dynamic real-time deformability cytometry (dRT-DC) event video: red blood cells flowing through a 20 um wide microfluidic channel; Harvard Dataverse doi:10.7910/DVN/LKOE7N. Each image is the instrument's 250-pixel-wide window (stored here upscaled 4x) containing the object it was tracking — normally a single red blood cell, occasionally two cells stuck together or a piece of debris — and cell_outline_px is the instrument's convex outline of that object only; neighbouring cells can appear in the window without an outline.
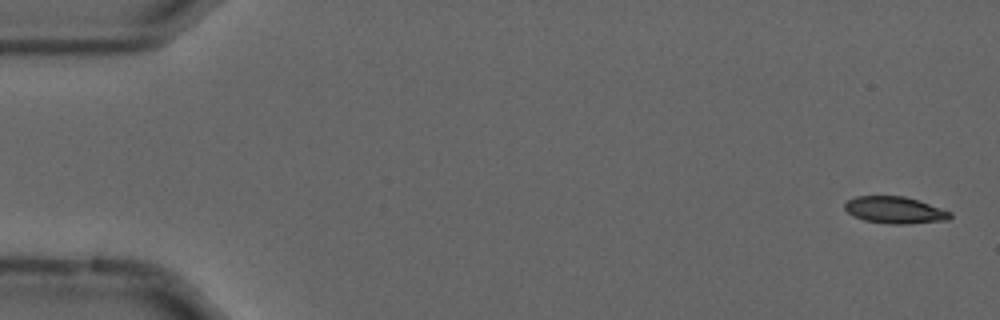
{"species": "common noctule bat (a hibernating species)", "species_latin": "Nyctalus noctula", "temperature_condition": "cold", "stored_images_in_passage": 55, "camera_frame_rate_fps": 3000, "um_per_image_px": 0.085, "animal": {"sex": "male", "forearm_length_mm": 52.5}, "frame": {"image": 1, "passage_image": 2, "time_ms": 0.333, "image_size_px": [1000, 320], "cell_outline_px": [[952, 216], [948, 220], [908, 224], [892, 224], [864, 220], [852, 216], [844, 208], [844, 204], [848, 200], [856, 196], [904, 196], [920, 200], [952, 212]], "centroid_in_image_um": [76.08, 17.85], "position_along_channel_um": 8.9, "area_um2": 16.65}}
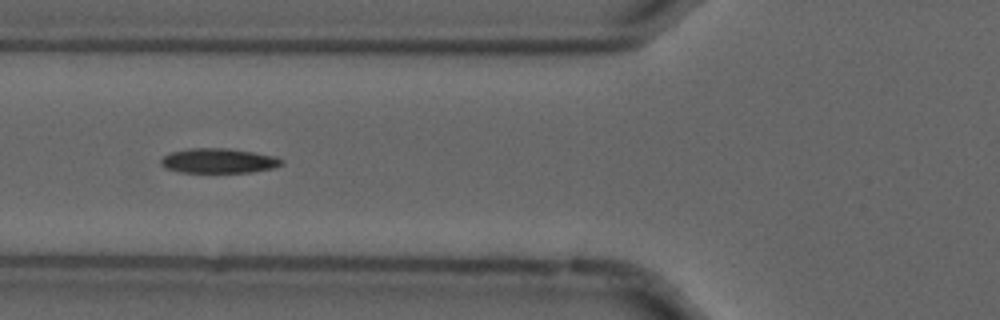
{"frame": {"image": 2, "passage_image": 21, "time_ms": 6.667, "image_size_px": [1000, 320], "cell_outline_px": [[284, 164], [276, 168], [252, 172], [180, 172], [164, 168], [160, 164], [160, 160], [164, 156], [172, 152], [188, 148], [228, 148], [276, 156], [284, 160]], "centroid_in_image_um": [18.61, 13.67], "position_along_channel_um": 107.2, "area_um2": 17.57}}
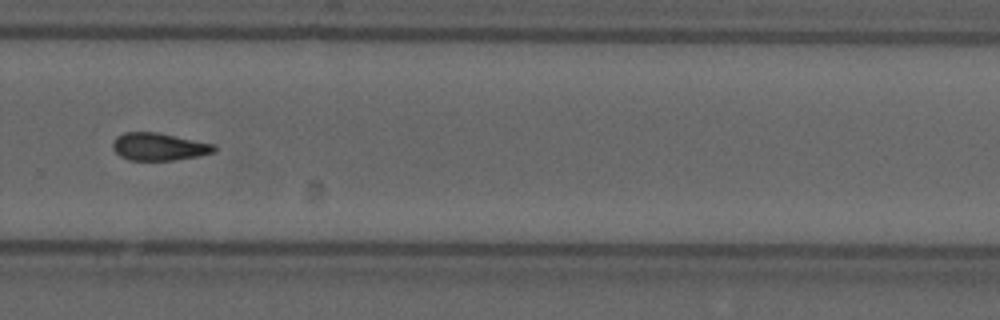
{"frame": {"image": 3, "passage_image": 38, "time_ms": 12.333, "image_size_px": [1000, 320], "cell_outline_px": [[216, 152], [196, 156], [172, 160], [128, 160], [120, 156], [112, 148], [112, 144], [116, 136], [124, 132], [160, 132], [216, 144]], "centroid_in_image_um": [13.51, 12.45], "position_along_channel_um": 316.3, "area_um2": 16.47}, "authors_computed_cell_mechanics": {"area_um2": 16.8198, "velocity_mm_per_s": 3.6932, "shape_relaxation_time_tau1_ms": 10.9365, "shape_relaxation_time_tau2_ms": 7.9798, "deformation_change_tau1": 0.2075, "deformation_change_tau2": 0.1604}}